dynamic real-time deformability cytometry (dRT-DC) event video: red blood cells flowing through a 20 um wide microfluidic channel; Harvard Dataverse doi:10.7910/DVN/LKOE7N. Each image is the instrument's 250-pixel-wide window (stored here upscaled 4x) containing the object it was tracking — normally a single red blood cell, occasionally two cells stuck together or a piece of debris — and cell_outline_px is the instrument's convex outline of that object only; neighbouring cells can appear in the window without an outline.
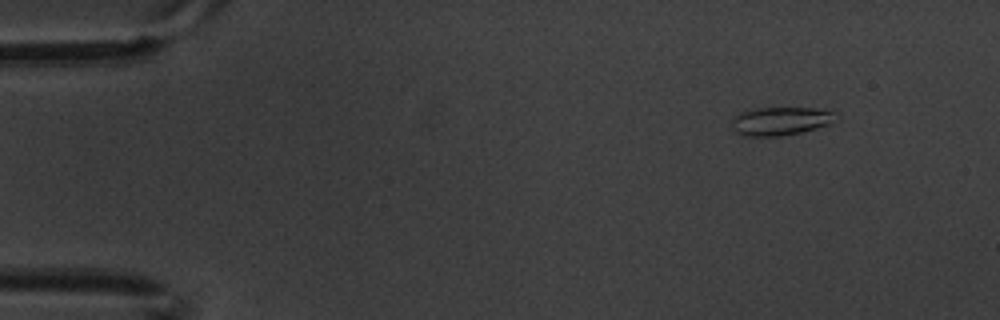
{"species": "common noctule bat (a hibernating species)", "species_latin": "Nyctalus noctula", "temperature_condition": "warm", "stored_images_in_passage": 6, "camera_frame_rate_fps": 3000, "um_per_image_px": 0.085, "animal": {"sex": "male", "body_mass_g": 20.1, "forearm_length_mm": 53.5}, "frame": {"image": 1, "passage_image": 2, "time_ms": 0.333, "image_size_px": [1000, 320], "cell_outline_px": [[840, 120], [832, 124], [800, 132], [780, 136], [740, 136], [732, 128], [732, 116], [740, 112], [756, 108], [832, 108]], "centroid_in_image_um": [66.42, 10.28], "position_along_channel_um": 18.6, "area_um2": 17.74}}
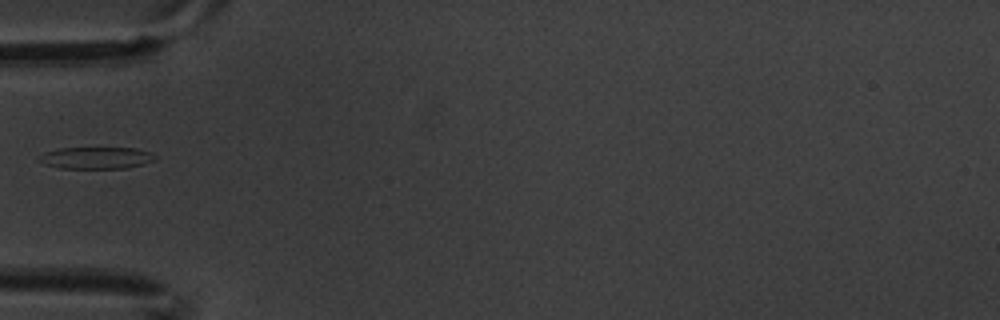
{"frame": {"image": 2, "passage_image": 6, "time_ms": 1.667, "image_size_px": [1000, 320], "cell_outline_px": [[156, 160], [144, 164], [128, 168], [60, 168], [44, 164], [36, 160], [36, 156], [44, 152], [60, 148], [136, 148], [152, 152], [156, 156]], "centroid_in_image_um": [8.16, 13.42], "position_along_channel_um": 76.8, "area_um2": 15.03}}